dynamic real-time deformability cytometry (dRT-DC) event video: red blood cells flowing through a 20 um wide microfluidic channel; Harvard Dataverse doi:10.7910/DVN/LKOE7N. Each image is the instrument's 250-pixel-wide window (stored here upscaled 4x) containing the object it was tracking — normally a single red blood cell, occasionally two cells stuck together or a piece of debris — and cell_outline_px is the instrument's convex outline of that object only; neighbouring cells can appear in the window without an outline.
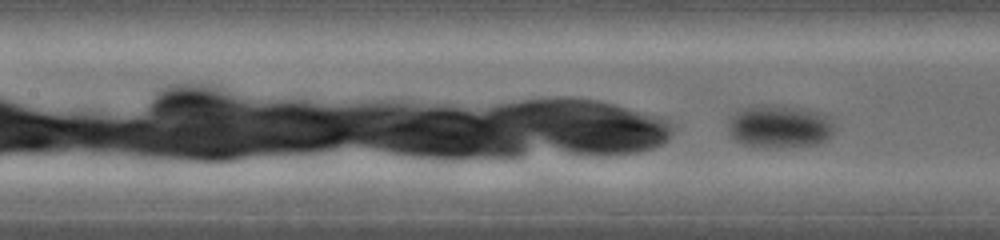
{"species": "common noctule bat (a hibernating species)", "species_latin": "Nyctalus noctula", "temperature_condition": "warm", "stored_images_in_passage": 10, "camera_frame_rate_fps": 5000, "um_per_image_px": 0.085, "animal": {"sex": "female", "body_mass_g": 19.0, "forearm_length_mm": 53.3}, "frame": {"image": 1, "passage_image": 10, "time_ms": 1.6, "image_size_px": [1000, 240], "cell_outline_px": [[780, 192], [768, 204], [684, 208], [676, 204], [668, 196], [664, 188], [764, 188]], "centroid_in_image_um": [61.21, 16.72], "position_along_channel_um": 146.2, "area_um2": 13.41}}